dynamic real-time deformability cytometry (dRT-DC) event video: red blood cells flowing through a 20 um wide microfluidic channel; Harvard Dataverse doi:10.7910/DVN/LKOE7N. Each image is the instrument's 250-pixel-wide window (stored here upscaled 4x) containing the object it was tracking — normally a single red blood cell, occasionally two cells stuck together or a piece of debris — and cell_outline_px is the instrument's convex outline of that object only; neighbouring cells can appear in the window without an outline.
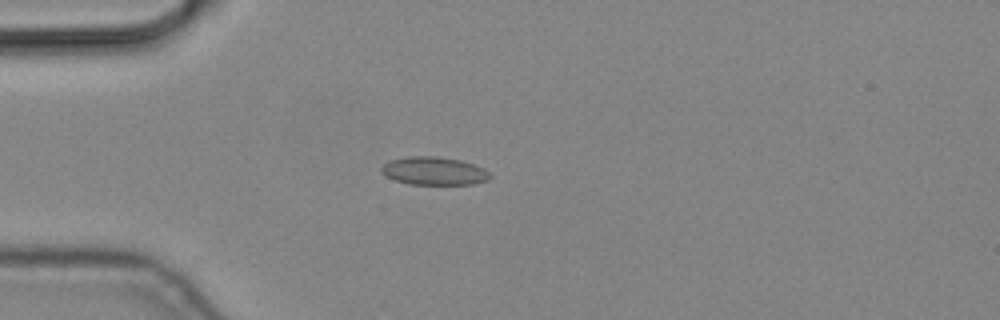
{"species": "common noctule bat (a hibernating species)", "species_latin": "Nyctalus noctula", "temperature_condition": "cold", "stored_images_in_passage": 4, "camera_frame_rate_fps": 3000, "um_per_image_px": 0.085, "animal": {"sex": "male", "body_mass_g": 19.2, "forearm_length_mm": 51.8}, "frame": {"image": 1, "passage_image": 1, "time_ms": 0.0, "image_size_px": [1000, 320], "cell_outline_px": [[492, 176], [488, 180], [472, 184], [408, 184], [396, 180], [380, 172], [380, 168], [388, 160], [408, 156], [432, 156], [460, 160], [484, 168]], "centroid_in_image_um": [36.87, 14.53], "position_along_channel_um": 48.1, "area_um2": 17.69}}
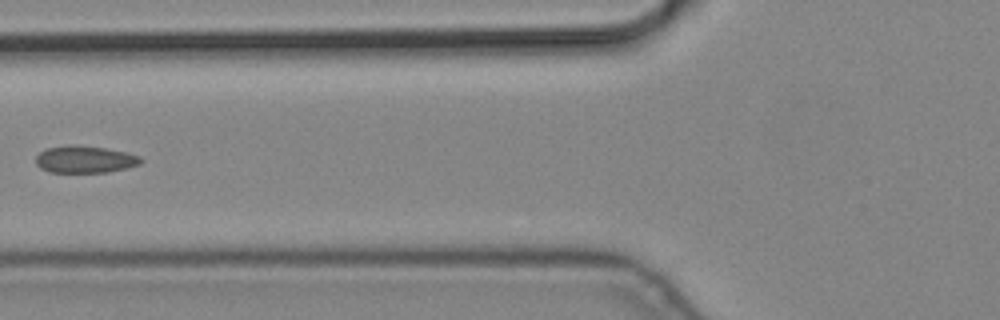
{"frame": {"image": 2, "passage_image": 3, "time_ms": 0.667, "image_size_px": [1000, 320], "cell_outline_px": [[144, 160], [140, 164], [108, 172], [48, 172], [40, 168], [36, 164], [36, 156], [40, 152], [48, 148], [68, 144], [76, 144], [104, 148], [124, 152], [140, 156]], "centroid_in_image_um": [7.19, 13.54], "position_along_channel_um": 118.6, "area_um2": 16.59}}
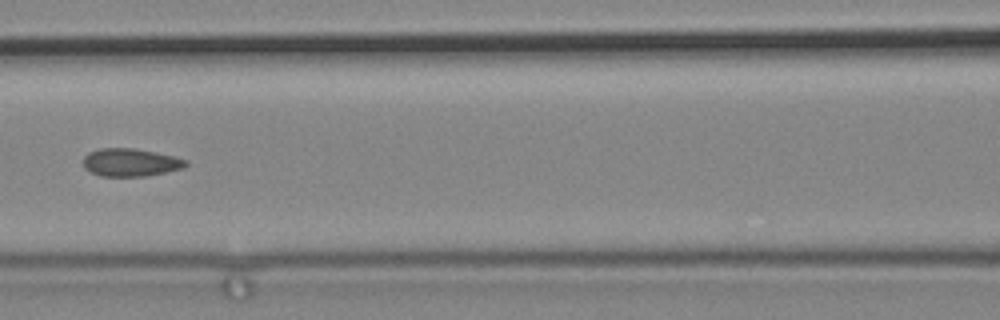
{"frame": {"image": 3, "passage_image": 4, "time_ms": 1.0, "image_size_px": [1000, 320], "cell_outline_px": [[188, 164], [184, 168], [144, 176], [100, 176], [84, 168], [84, 156], [88, 152], [100, 148], [132, 148], [156, 152], [188, 160]], "centroid_in_image_um": [11.09, 13.8], "position_along_channel_um": 155.5, "area_um2": 16.59}}